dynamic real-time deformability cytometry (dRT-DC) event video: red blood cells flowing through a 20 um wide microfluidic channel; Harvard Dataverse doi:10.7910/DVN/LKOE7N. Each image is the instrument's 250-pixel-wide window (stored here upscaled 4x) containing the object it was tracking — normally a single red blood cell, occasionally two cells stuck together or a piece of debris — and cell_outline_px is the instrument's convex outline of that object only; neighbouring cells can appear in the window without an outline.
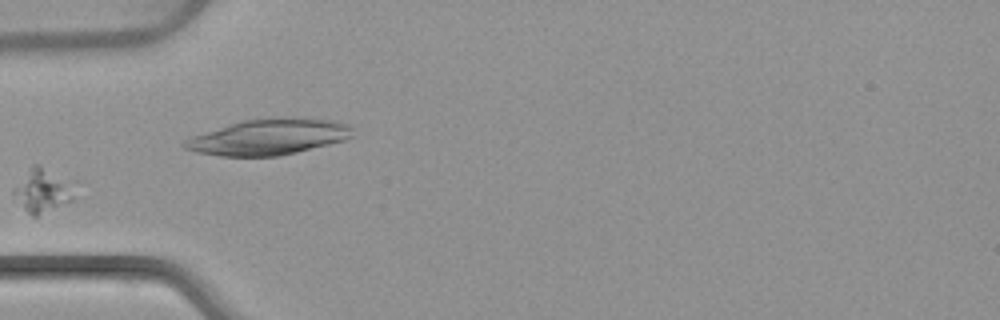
{"species": "common noctule bat (a hibernating species)", "species_latin": "Nyctalus noctula", "temperature_condition": "warm", "stored_images_in_passage": 7, "segment_of_instrument_passage": [1, 2], "camera_frame_rate_fps": 3000, "um_per_image_px": 0.085, "animal": {"sex": "female", "body_mass_g": 22.7, "forearm_length_mm": 54.2}, "frame": {"image": 1, "passage_image": 4, "time_ms": 3.667, "image_size_px": [1000, 320], "cell_outline_px": [[72, 200], [36, 216], [32, 216], [24, 208], [12, 192], [12, 188], [32, 164], [40, 164], [68, 184], [72, 196]], "centroid_in_image_um": [3.49, 16.19], "position_along_channel_um": 81.5, "area_um2": 14.33}}